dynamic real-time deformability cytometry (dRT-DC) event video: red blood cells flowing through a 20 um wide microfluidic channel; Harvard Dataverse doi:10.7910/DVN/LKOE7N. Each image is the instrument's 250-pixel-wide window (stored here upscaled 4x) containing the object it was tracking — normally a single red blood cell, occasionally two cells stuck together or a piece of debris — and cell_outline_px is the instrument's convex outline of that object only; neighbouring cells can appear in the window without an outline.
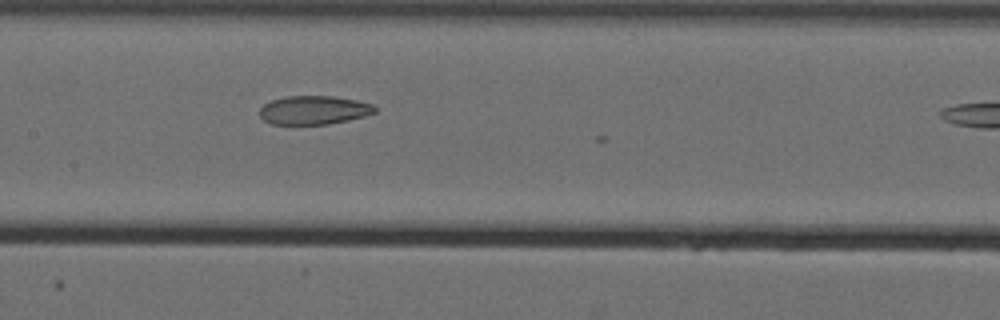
{"species": "Egyptian fruit bat (a non-hibernating species)", "species_latin": "Rousettus aegyptiacus", "temperature_condition": "cold", "stored_images_in_passage": 9, "camera_frame_rate_fps": 3000, "um_per_image_px": 0.085, "animal": {"sex": "female"}, "frame": {"image": 1, "passage_image": 8, "time_ms": 2.333, "image_size_px": [1000, 320], "cell_outline_px": [[376, 112], [364, 116], [348, 120], [328, 124], [272, 124], [264, 120], [260, 116], [260, 108], [264, 104], [272, 100], [284, 96], [332, 96], [356, 100], [372, 104], [376, 108]], "centroid_in_image_um": [26.67, 9.35], "position_along_channel_um": 180.7, "area_um2": 19.19}}